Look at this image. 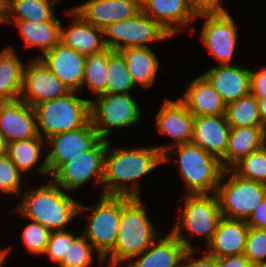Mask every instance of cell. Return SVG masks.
Here are the masks:
<instances>
[{"label":"cell","mask_w":266,"mask_h":267,"mask_svg":"<svg viewBox=\"0 0 266 267\" xmlns=\"http://www.w3.org/2000/svg\"><path fill=\"white\" fill-rule=\"evenodd\" d=\"M177 148L179 173L186 182L187 194L216 193L224 168L221 161L193 143L169 148L163 154V163L171 161V150Z\"/></svg>","instance_id":"277c9868"},{"label":"cell","mask_w":266,"mask_h":267,"mask_svg":"<svg viewBox=\"0 0 266 267\" xmlns=\"http://www.w3.org/2000/svg\"><path fill=\"white\" fill-rule=\"evenodd\" d=\"M110 146L107 140L102 195L139 197L137 179L139 180L163 163V154L157 146L116 148L111 151L112 153H110ZM129 181L131 186L128 185Z\"/></svg>","instance_id":"6da1fadb"},{"label":"cell","mask_w":266,"mask_h":267,"mask_svg":"<svg viewBox=\"0 0 266 267\" xmlns=\"http://www.w3.org/2000/svg\"><path fill=\"white\" fill-rule=\"evenodd\" d=\"M262 126L266 129V97H256Z\"/></svg>","instance_id":"bcb514c9"},{"label":"cell","mask_w":266,"mask_h":267,"mask_svg":"<svg viewBox=\"0 0 266 267\" xmlns=\"http://www.w3.org/2000/svg\"><path fill=\"white\" fill-rule=\"evenodd\" d=\"M51 231L34 221L25 226L22 232V240L27 250L35 255H43Z\"/></svg>","instance_id":"8d00e7d4"},{"label":"cell","mask_w":266,"mask_h":267,"mask_svg":"<svg viewBox=\"0 0 266 267\" xmlns=\"http://www.w3.org/2000/svg\"><path fill=\"white\" fill-rule=\"evenodd\" d=\"M199 17L205 18L200 38L208 52L220 65H231L238 34L232 16L226 11L198 13Z\"/></svg>","instance_id":"4fadbf2b"},{"label":"cell","mask_w":266,"mask_h":267,"mask_svg":"<svg viewBox=\"0 0 266 267\" xmlns=\"http://www.w3.org/2000/svg\"><path fill=\"white\" fill-rule=\"evenodd\" d=\"M106 148L107 139L101 138L91 149L63 163L52 174L53 181L67 192L84 185L92 176L102 186Z\"/></svg>","instance_id":"7c38bea8"},{"label":"cell","mask_w":266,"mask_h":267,"mask_svg":"<svg viewBox=\"0 0 266 267\" xmlns=\"http://www.w3.org/2000/svg\"><path fill=\"white\" fill-rule=\"evenodd\" d=\"M0 134L6 143L37 137L34 108L20 98L0 101Z\"/></svg>","instance_id":"9a60e30c"},{"label":"cell","mask_w":266,"mask_h":267,"mask_svg":"<svg viewBox=\"0 0 266 267\" xmlns=\"http://www.w3.org/2000/svg\"><path fill=\"white\" fill-rule=\"evenodd\" d=\"M84 21L100 29L129 19L141 10L140 0H89L72 8Z\"/></svg>","instance_id":"e0dca14e"},{"label":"cell","mask_w":266,"mask_h":267,"mask_svg":"<svg viewBox=\"0 0 266 267\" xmlns=\"http://www.w3.org/2000/svg\"><path fill=\"white\" fill-rule=\"evenodd\" d=\"M13 47L0 52V101H13L20 98L24 65Z\"/></svg>","instance_id":"f1b7e54d"},{"label":"cell","mask_w":266,"mask_h":267,"mask_svg":"<svg viewBox=\"0 0 266 267\" xmlns=\"http://www.w3.org/2000/svg\"><path fill=\"white\" fill-rule=\"evenodd\" d=\"M157 236V231L147 216L140 196H121L117 240L114 248L103 259L105 261L109 255L108 266L118 267L122 262L140 255L157 239Z\"/></svg>","instance_id":"7a4b0ae2"},{"label":"cell","mask_w":266,"mask_h":267,"mask_svg":"<svg viewBox=\"0 0 266 267\" xmlns=\"http://www.w3.org/2000/svg\"><path fill=\"white\" fill-rule=\"evenodd\" d=\"M14 23L25 40L26 47H39L42 53L51 50L61 37V23L56 17L50 21L35 23L32 21H1L0 24Z\"/></svg>","instance_id":"83f0119b"},{"label":"cell","mask_w":266,"mask_h":267,"mask_svg":"<svg viewBox=\"0 0 266 267\" xmlns=\"http://www.w3.org/2000/svg\"><path fill=\"white\" fill-rule=\"evenodd\" d=\"M106 48L119 51L126 47H148V43L172 37L142 10L129 19L110 24L103 30ZM147 43V44H146Z\"/></svg>","instance_id":"9c48e42d"},{"label":"cell","mask_w":266,"mask_h":267,"mask_svg":"<svg viewBox=\"0 0 266 267\" xmlns=\"http://www.w3.org/2000/svg\"><path fill=\"white\" fill-rule=\"evenodd\" d=\"M33 108L36 115L37 131L43 139L78 129L91 119L90 100L76 97L75 91L42 102ZM40 129L44 132L42 133Z\"/></svg>","instance_id":"5b68a950"},{"label":"cell","mask_w":266,"mask_h":267,"mask_svg":"<svg viewBox=\"0 0 266 267\" xmlns=\"http://www.w3.org/2000/svg\"><path fill=\"white\" fill-rule=\"evenodd\" d=\"M246 223L249 227L266 230V198L253 210Z\"/></svg>","instance_id":"7bdbcfd3"},{"label":"cell","mask_w":266,"mask_h":267,"mask_svg":"<svg viewBox=\"0 0 266 267\" xmlns=\"http://www.w3.org/2000/svg\"><path fill=\"white\" fill-rule=\"evenodd\" d=\"M93 246L83 235L76 238L68 244V249L61 259L60 267H88L93 261Z\"/></svg>","instance_id":"d590c367"},{"label":"cell","mask_w":266,"mask_h":267,"mask_svg":"<svg viewBox=\"0 0 266 267\" xmlns=\"http://www.w3.org/2000/svg\"><path fill=\"white\" fill-rule=\"evenodd\" d=\"M60 188L54 181H50L35 190H29L24 194L18 212L50 231L64 230L77 214L90 207L77 203Z\"/></svg>","instance_id":"3957f363"},{"label":"cell","mask_w":266,"mask_h":267,"mask_svg":"<svg viewBox=\"0 0 266 267\" xmlns=\"http://www.w3.org/2000/svg\"><path fill=\"white\" fill-rule=\"evenodd\" d=\"M75 238L74 234L65 230L51 231L44 254L59 264L68 249V244Z\"/></svg>","instance_id":"ab89813d"},{"label":"cell","mask_w":266,"mask_h":267,"mask_svg":"<svg viewBox=\"0 0 266 267\" xmlns=\"http://www.w3.org/2000/svg\"><path fill=\"white\" fill-rule=\"evenodd\" d=\"M22 173L5 153L0 155V191L3 193L20 194Z\"/></svg>","instance_id":"f35d334b"},{"label":"cell","mask_w":266,"mask_h":267,"mask_svg":"<svg viewBox=\"0 0 266 267\" xmlns=\"http://www.w3.org/2000/svg\"><path fill=\"white\" fill-rule=\"evenodd\" d=\"M185 204L182 209V218L172 229V233L182 242L185 248L194 249L188 238L191 234L205 236L208 245L216 231L217 225L222 218L219 201L216 193L209 194H186ZM189 231L190 237L183 236L182 230Z\"/></svg>","instance_id":"8992f818"},{"label":"cell","mask_w":266,"mask_h":267,"mask_svg":"<svg viewBox=\"0 0 266 267\" xmlns=\"http://www.w3.org/2000/svg\"><path fill=\"white\" fill-rule=\"evenodd\" d=\"M193 9L196 13H205V12H226V9L223 8V0H190Z\"/></svg>","instance_id":"ee69618b"},{"label":"cell","mask_w":266,"mask_h":267,"mask_svg":"<svg viewBox=\"0 0 266 267\" xmlns=\"http://www.w3.org/2000/svg\"><path fill=\"white\" fill-rule=\"evenodd\" d=\"M10 249H0V267H2L3 263L5 262V258L7 257V251Z\"/></svg>","instance_id":"c3c4849f"},{"label":"cell","mask_w":266,"mask_h":267,"mask_svg":"<svg viewBox=\"0 0 266 267\" xmlns=\"http://www.w3.org/2000/svg\"><path fill=\"white\" fill-rule=\"evenodd\" d=\"M55 5L53 0H3L1 21H50L55 17Z\"/></svg>","instance_id":"f546056e"},{"label":"cell","mask_w":266,"mask_h":267,"mask_svg":"<svg viewBox=\"0 0 266 267\" xmlns=\"http://www.w3.org/2000/svg\"><path fill=\"white\" fill-rule=\"evenodd\" d=\"M107 66L108 48L86 56L82 86L87 84L95 92V97L106 94Z\"/></svg>","instance_id":"836d02e7"},{"label":"cell","mask_w":266,"mask_h":267,"mask_svg":"<svg viewBox=\"0 0 266 267\" xmlns=\"http://www.w3.org/2000/svg\"><path fill=\"white\" fill-rule=\"evenodd\" d=\"M5 153H6V142L3 136L0 134V155H3Z\"/></svg>","instance_id":"7dc6e473"},{"label":"cell","mask_w":266,"mask_h":267,"mask_svg":"<svg viewBox=\"0 0 266 267\" xmlns=\"http://www.w3.org/2000/svg\"><path fill=\"white\" fill-rule=\"evenodd\" d=\"M225 116L230 127L262 126L257 98L251 93L226 104Z\"/></svg>","instance_id":"1f68e13d"},{"label":"cell","mask_w":266,"mask_h":267,"mask_svg":"<svg viewBox=\"0 0 266 267\" xmlns=\"http://www.w3.org/2000/svg\"><path fill=\"white\" fill-rule=\"evenodd\" d=\"M219 93L222 100H238L250 93V69L238 65H218L202 74Z\"/></svg>","instance_id":"44dd1931"},{"label":"cell","mask_w":266,"mask_h":267,"mask_svg":"<svg viewBox=\"0 0 266 267\" xmlns=\"http://www.w3.org/2000/svg\"><path fill=\"white\" fill-rule=\"evenodd\" d=\"M140 5L146 15L172 36L197 17L190 0H140Z\"/></svg>","instance_id":"d6986e66"},{"label":"cell","mask_w":266,"mask_h":267,"mask_svg":"<svg viewBox=\"0 0 266 267\" xmlns=\"http://www.w3.org/2000/svg\"><path fill=\"white\" fill-rule=\"evenodd\" d=\"M39 58L70 91L81 89L86 56L59 42Z\"/></svg>","instance_id":"ac0fdd59"},{"label":"cell","mask_w":266,"mask_h":267,"mask_svg":"<svg viewBox=\"0 0 266 267\" xmlns=\"http://www.w3.org/2000/svg\"><path fill=\"white\" fill-rule=\"evenodd\" d=\"M43 143L46 141L40 135L26 140L8 142L6 143V154L21 173L27 172L41 158Z\"/></svg>","instance_id":"4dcf8cb0"},{"label":"cell","mask_w":266,"mask_h":267,"mask_svg":"<svg viewBox=\"0 0 266 267\" xmlns=\"http://www.w3.org/2000/svg\"><path fill=\"white\" fill-rule=\"evenodd\" d=\"M90 101L93 127L103 139L111 135L110 127L122 128L137 123L141 118L140 106L130 93H110Z\"/></svg>","instance_id":"30bf717a"},{"label":"cell","mask_w":266,"mask_h":267,"mask_svg":"<svg viewBox=\"0 0 266 267\" xmlns=\"http://www.w3.org/2000/svg\"><path fill=\"white\" fill-rule=\"evenodd\" d=\"M28 64L29 66L24 68L20 95L24 102L33 107L70 92V89L39 58L31 60Z\"/></svg>","instance_id":"5bb4252c"},{"label":"cell","mask_w":266,"mask_h":267,"mask_svg":"<svg viewBox=\"0 0 266 267\" xmlns=\"http://www.w3.org/2000/svg\"><path fill=\"white\" fill-rule=\"evenodd\" d=\"M88 225L82 234L97 251L99 266L102 267L104 257L114 248L117 240L120 216L121 196L102 195L99 202L90 208Z\"/></svg>","instance_id":"ba28073f"},{"label":"cell","mask_w":266,"mask_h":267,"mask_svg":"<svg viewBox=\"0 0 266 267\" xmlns=\"http://www.w3.org/2000/svg\"><path fill=\"white\" fill-rule=\"evenodd\" d=\"M228 174L231 176L222 183ZM216 195L222 217L246 221L253 210L266 198V185L241 178L231 169H225Z\"/></svg>","instance_id":"52a82bcc"},{"label":"cell","mask_w":266,"mask_h":267,"mask_svg":"<svg viewBox=\"0 0 266 267\" xmlns=\"http://www.w3.org/2000/svg\"><path fill=\"white\" fill-rule=\"evenodd\" d=\"M2 15H3V0H0V22L2 20Z\"/></svg>","instance_id":"681fc988"},{"label":"cell","mask_w":266,"mask_h":267,"mask_svg":"<svg viewBox=\"0 0 266 267\" xmlns=\"http://www.w3.org/2000/svg\"><path fill=\"white\" fill-rule=\"evenodd\" d=\"M101 139L91 119L82 127L53 135L45 141L52 147L38 172L53 174L63 163L91 149Z\"/></svg>","instance_id":"8fae6325"},{"label":"cell","mask_w":266,"mask_h":267,"mask_svg":"<svg viewBox=\"0 0 266 267\" xmlns=\"http://www.w3.org/2000/svg\"><path fill=\"white\" fill-rule=\"evenodd\" d=\"M156 121L159 132L169 135L175 140V144L157 146L162 154L173 146L191 143L194 115L180 99L165 100L156 115Z\"/></svg>","instance_id":"2e32d148"},{"label":"cell","mask_w":266,"mask_h":267,"mask_svg":"<svg viewBox=\"0 0 266 267\" xmlns=\"http://www.w3.org/2000/svg\"><path fill=\"white\" fill-rule=\"evenodd\" d=\"M230 169L241 178L266 185V144L243 157Z\"/></svg>","instance_id":"e575fe53"},{"label":"cell","mask_w":266,"mask_h":267,"mask_svg":"<svg viewBox=\"0 0 266 267\" xmlns=\"http://www.w3.org/2000/svg\"><path fill=\"white\" fill-rule=\"evenodd\" d=\"M251 267H266V263L253 264Z\"/></svg>","instance_id":"f907efd6"},{"label":"cell","mask_w":266,"mask_h":267,"mask_svg":"<svg viewBox=\"0 0 266 267\" xmlns=\"http://www.w3.org/2000/svg\"><path fill=\"white\" fill-rule=\"evenodd\" d=\"M244 255L251 264L266 263V230L249 227Z\"/></svg>","instance_id":"74e56055"},{"label":"cell","mask_w":266,"mask_h":267,"mask_svg":"<svg viewBox=\"0 0 266 267\" xmlns=\"http://www.w3.org/2000/svg\"><path fill=\"white\" fill-rule=\"evenodd\" d=\"M266 144V129L263 126L231 127L225 156L220 160L224 169H230L243 157ZM225 161H222V160Z\"/></svg>","instance_id":"484cf974"},{"label":"cell","mask_w":266,"mask_h":267,"mask_svg":"<svg viewBox=\"0 0 266 267\" xmlns=\"http://www.w3.org/2000/svg\"><path fill=\"white\" fill-rule=\"evenodd\" d=\"M68 15L74 17L70 28L61 25L60 42L71 47L84 56L92 55L106 49L104 43L103 29H100L84 21L73 10ZM99 34V35H97Z\"/></svg>","instance_id":"7402d4cb"},{"label":"cell","mask_w":266,"mask_h":267,"mask_svg":"<svg viewBox=\"0 0 266 267\" xmlns=\"http://www.w3.org/2000/svg\"><path fill=\"white\" fill-rule=\"evenodd\" d=\"M250 93L255 97H266V68L257 72L250 70Z\"/></svg>","instance_id":"b9f144b4"},{"label":"cell","mask_w":266,"mask_h":267,"mask_svg":"<svg viewBox=\"0 0 266 267\" xmlns=\"http://www.w3.org/2000/svg\"><path fill=\"white\" fill-rule=\"evenodd\" d=\"M195 252L199 251H197L195 248L186 250L183 255L180 267H218L217 256L206 253L203 257L195 260V258L192 257L193 253Z\"/></svg>","instance_id":"60d3db41"},{"label":"cell","mask_w":266,"mask_h":267,"mask_svg":"<svg viewBox=\"0 0 266 267\" xmlns=\"http://www.w3.org/2000/svg\"><path fill=\"white\" fill-rule=\"evenodd\" d=\"M125 61L135 85L151 86L156 79L159 60L149 47H126L118 51Z\"/></svg>","instance_id":"4316f807"},{"label":"cell","mask_w":266,"mask_h":267,"mask_svg":"<svg viewBox=\"0 0 266 267\" xmlns=\"http://www.w3.org/2000/svg\"><path fill=\"white\" fill-rule=\"evenodd\" d=\"M107 68L106 94L129 93L136 87L123 56L118 51L108 49Z\"/></svg>","instance_id":"d6a6232c"},{"label":"cell","mask_w":266,"mask_h":267,"mask_svg":"<svg viewBox=\"0 0 266 267\" xmlns=\"http://www.w3.org/2000/svg\"><path fill=\"white\" fill-rule=\"evenodd\" d=\"M185 246L172 233L162 239H156L140 255L135 256L137 261L127 267H180Z\"/></svg>","instance_id":"d4e9b609"},{"label":"cell","mask_w":266,"mask_h":267,"mask_svg":"<svg viewBox=\"0 0 266 267\" xmlns=\"http://www.w3.org/2000/svg\"><path fill=\"white\" fill-rule=\"evenodd\" d=\"M249 226L245 220L222 217L208 246V253L217 257L244 254Z\"/></svg>","instance_id":"cb8c5ba5"},{"label":"cell","mask_w":266,"mask_h":267,"mask_svg":"<svg viewBox=\"0 0 266 267\" xmlns=\"http://www.w3.org/2000/svg\"><path fill=\"white\" fill-rule=\"evenodd\" d=\"M251 265L244 254L218 257V267H251Z\"/></svg>","instance_id":"f6af8a7d"},{"label":"cell","mask_w":266,"mask_h":267,"mask_svg":"<svg viewBox=\"0 0 266 267\" xmlns=\"http://www.w3.org/2000/svg\"><path fill=\"white\" fill-rule=\"evenodd\" d=\"M185 91L179 99L194 116L225 114L226 103L203 75L194 78Z\"/></svg>","instance_id":"603a6c76"},{"label":"cell","mask_w":266,"mask_h":267,"mask_svg":"<svg viewBox=\"0 0 266 267\" xmlns=\"http://www.w3.org/2000/svg\"><path fill=\"white\" fill-rule=\"evenodd\" d=\"M230 128L225 114L194 116L191 143L221 160L226 153Z\"/></svg>","instance_id":"ffe728a7"}]
</instances>
